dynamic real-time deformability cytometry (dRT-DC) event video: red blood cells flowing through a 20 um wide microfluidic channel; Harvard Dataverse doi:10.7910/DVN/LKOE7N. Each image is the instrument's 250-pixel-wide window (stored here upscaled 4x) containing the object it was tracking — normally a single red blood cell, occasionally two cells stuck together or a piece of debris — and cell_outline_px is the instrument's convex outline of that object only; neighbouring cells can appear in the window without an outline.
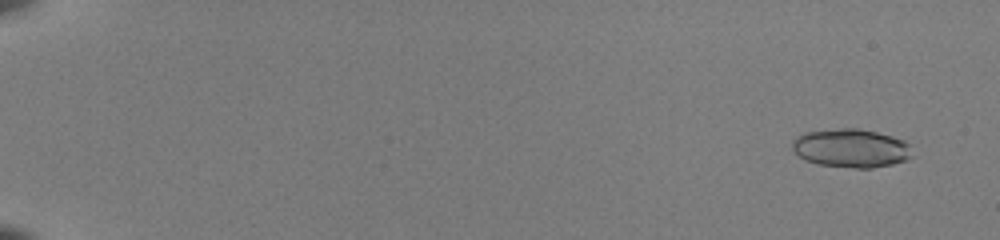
{"species": "common noctule bat (a hibernating species)", "species_latin": "Nyctalus noctula", "temperature_condition": "room temperature", "stored_images_in_passage": 54, "camera_frame_rate_fps": 3000, "um_per_image_px": 0.085, "animal": {"sex": "female", "body_mass_g": 22.0, "forearm_length_mm": 56.7}, "frame": {"image": 1, "passage_image": 4, "time_ms": 1.0, "image_size_px": [1000, 240], "cell_outline_px": [[912, 156], [908, 160], [892, 164], [872, 168], [856, 168], [820, 164], [804, 160], [792, 148], [792, 140], [796, 136], [804, 132], [840, 128], [856, 128], [876, 132], [892, 136], [904, 140], [908, 144]], "centroid_in_image_um": [72.33, 12.59], "position_along_channel_um": 12.7, "area_um2": 26.93}}
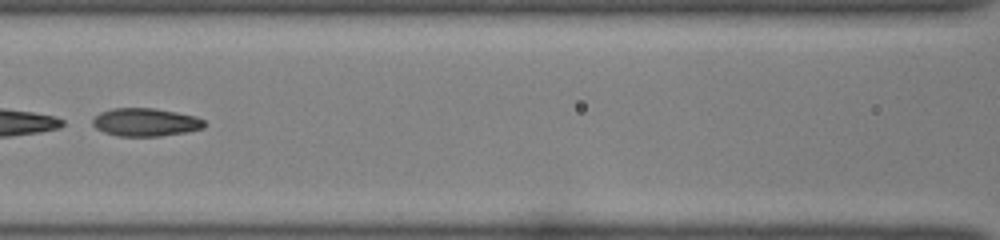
{"frame": {"image": 2, "passage_image": 29, "time_ms": 9.333, "image_size_px": [1000, 240], "cell_outline_px": [[208, 124], [204, 128], [188, 132], [160, 136], [120, 136], [104, 132], [96, 128], [92, 124], [92, 120], [100, 112], [112, 108], [156, 108], [196, 116], [204, 120]], "centroid_in_image_um": [12.41, 10.38], "position_along_channel_um": 154.2, "area_um2": 18.44}}
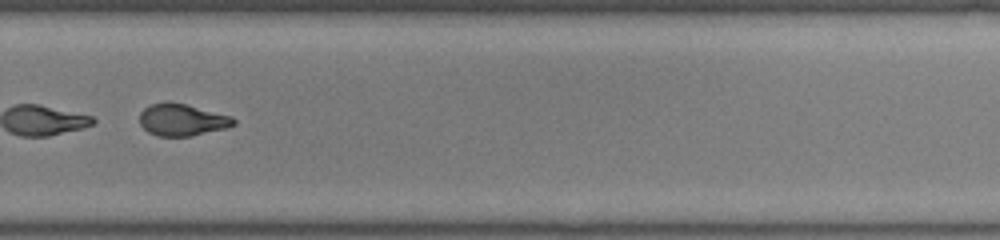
{"frame": {"image": 3, "passage_image": 41, "time_ms": 13.333, "image_size_px": [1000, 240], "cell_outline_px": [[236, 124], [224, 128], [188, 136], [160, 136], [148, 132], [140, 124], [140, 112], [144, 108], [152, 104], [168, 100], [232, 116], [236, 120]], "centroid_in_image_um": [15.45, 10.17], "position_along_channel_um": 314.4, "area_um2": 17.34}, "authors_computed_cell_mechanics": {"area_um2": 26.7903, "velocity_mm_per_s": 4.0112, "shape_relaxation_time_tau1_ms": 5.7961, "shape_relaxation_time_tau2_ms": 1.3195, "deformation_change_tau1": 0.2032, "deformation_change_tau2": 0.0634}}